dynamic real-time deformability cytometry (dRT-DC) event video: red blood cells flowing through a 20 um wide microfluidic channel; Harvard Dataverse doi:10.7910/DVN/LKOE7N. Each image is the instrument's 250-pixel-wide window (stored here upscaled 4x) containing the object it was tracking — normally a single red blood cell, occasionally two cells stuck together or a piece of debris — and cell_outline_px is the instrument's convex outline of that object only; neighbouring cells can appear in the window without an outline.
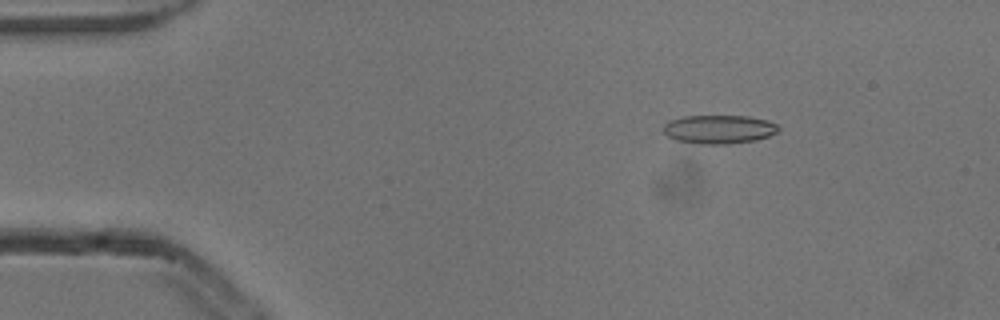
{"species": "common noctule bat (a hibernating species)", "species_latin": "Nyctalus noctula", "temperature_condition": "cold", "stored_images_in_passage": 3, "camera_frame_rate_fps": 3000, "um_per_image_px": 0.085, "animal": {"sex": "male", "body_mass_g": 13.3}, "frame": {"image": 1, "passage_image": 2, "time_ms": 0.333, "image_size_px": [1000, 320], "cell_outline_px": [[780, 128], [776, 132], [768, 136], [756, 140], [728, 144], [700, 144], [676, 140], [668, 136], [664, 132], [664, 124], [672, 120], [684, 116], [748, 116], [768, 120], [776, 124]], "centroid_in_image_um": [61.13, 10.99], "position_along_channel_um": 23.9, "area_um2": 19.13}}